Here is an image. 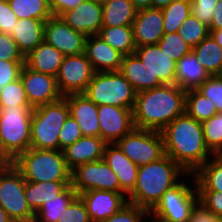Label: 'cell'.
<instances>
[{
	"label": "cell",
	"mask_w": 222,
	"mask_h": 222,
	"mask_svg": "<svg viewBox=\"0 0 222 222\" xmlns=\"http://www.w3.org/2000/svg\"><path fill=\"white\" fill-rule=\"evenodd\" d=\"M199 202L217 217H222V192L197 191Z\"/></svg>",
	"instance_id": "obj_48"
},
{
	"label": "cell",
	"mask_w": 222,
	"mask_h": 222,
	"mask_svg": "<svg viewBox=\"0 0 222 222\" xmlns=\"http://www.w3.org/2000/svg\"><path fill=\"white\" fill-rule=\"evenodd\" d=\"M20 79L32 108L56 102L63 97L58 89L56 77L52 75L34 71L24 64Z\"/></svg>",
	"instance_id": "obj_14"
},
{
	"label": "cell",
	"mask_w": 222,
	"mask_h": 222,
	"mask_svg": "<svg viewBox=\"0 0 222 222\" xmlns=\"http://www.w3.org/2000/svg\"><path fill=\"white\" fill-rule=\"evenodd\" d=\"M71 185L77 194L88 190H108L120 193L118 176L104 159L88 162L73 169Z\"/></svg>",
	"instance_id": "obj_11"
},
{
	"label": "cell",
	"mask_w": 222,
	"mask_h": 222,
	"mask_svg": "<svg viewBox=\"0 0 222 222\" xmlns=\"http://www.w3.org/2000/svg\"><path fill=\"white\" fill-rule=\"evenodd\" d=\"M0 60L1 61H25V57L19 51L18 45L11 35L0 32Z\"/></svg>",
	"instance_id": "obj_45"
},
{
	"label": "cell",
	"mask_w": 222,
	"mask_h": 222,
	"mask_svg": "<svg viewBox=\"0 0 222 222\" xmlns=\"http://www.w3.org/2000/svg\"><path fill=\"white\" fill-rule=\"evenodd\" d=\"M92 1L101 5H104L108 0H92Z\"/></svg>",
	"instance_id": "obj_59"
},
{
	"label": "cell",
	"mask_w": 222,
	"mask_h": 222,
	"mask_svg": "<svg viewBox=\"0 0 222 222\" xmlns=\"http://www.w3.org/2000/svg\"><path fill=\"white\" fill-rule=\"evenodd\" d=\"M193 175L197 191L222 192V154H214Z\"/></svg>",
	"instance_id": "obj_30"
},
{
	"label": "cell",
	"mask_w": 222,
	"mask_h": 222,
	"mask_svg": "<svg viewBox=\"0 0 222 222\" xmlns=\"http://www.w3.org/2000/svg\"><path fill=\"white\" fill-rule=\"evenodd\" d=\"M190 0H174L162 9L164 34L178 32L183 22L191 14Z\"/></svg>",
	"instance_id": "obj_35"
},
{
	"label": "cell",
	"mask_w": 222,
	"mask_h": 222,
	"mask_svg": "<svg viewBox=\"0 0 222 222\" xmlns=\"http://www.w3.org/2000/svg\"><path fill=\"white\" fill-rule=\"evenodd\" d=\"M25 182L12 162H7L0 169V206L13 222H34L35 212L24 194Z\"/></svg>",
	"instance_id": "obj_8"
},
{
	"label": "cell",
	"mask_w": 222,
	"mask_h": 222,
	"mask_svg": "<svg viewBox=\"0 0 222 222\" xmlns=\"http://www.w3.org/2000/svg\"><path fill=\"white\" fill-rule=\"evenodd\" d=\"M12 164L26 181H71L72 171L61 150L29 148L19 154Z\"/></svg>",
	"instance_id": "obj_4"
},
{
	"label": "cell",
	"mask_w": 222,
	"mask_h": 222,
	"mask_svg": "<svg viewBox=\"0 0 222 222\" xmlns=\"http://www.w3.org/2000/svg\"><path fill=\"white\" fill-rule=\"evenodd\" d=\"M83 137L77 121L69 115L64 122L59 134V150L63 151L69 145Z\"/></svg>",
	"instance_id": "obj_43"
},
{
	"label": "cell",
	"mask_w": 222,
	"mask_h": 222,
	"mask_svg": "<svg viewBox=\"0 0 222 222\" xmlns=\"http://www.w3.org/2000/svg\"><path fill=\"white\" fill-rule=\"evenodd\" d=\"M192 51L210 75H217L222 70V47L210 34L193 47Z\"/></svg>",
	"instance_id": "obj_33"
},
{
	"label": "cell",
	"mask_w": 222,
	"mask_h": 222,
	"mask_svg": "<svg viewBox=\"0 0 222 222\" xmlns=\"http://www.w3.org/2000/svg\"><path fill=\"white\" fill-rule=\"evenodd\" d=\"M210 76L193 51L177 61L175 84L184 91L197 89Z\"/></svg>",
	"instance_id": "obj_24"
},
{
	"label": "cell",
	"mask_w": 222,
	"mask_h": 222,
	"mask_svg": "<svg viewBox=\"0 0 222 222\" xmlns=\"http://www.w3.org/2000/svg\"><path fill=\"white\" fill-rule=\"evenodd\" d=\"M215 222H222V217H219Z\"/></svg>",
	"instance_id": "obj_62"
},
{
	"label": "cell",
	"mask_w": 222,
	"mask_h": 222,
	"mask_svg": "<svg viewBox=\"0 0 222 222\" xmlns=\"http://www.w3.org/2000/svg\"><path fill=\"white\" fill-rule=\"evenodd\" d=\"M84 54L96 72L120 71L124 57L98 35L86 38Z\"/></svg>",
	"instance_id": "obj_20"
},
{
	"label": "cell",
	"mask_w": 222,
	"mask_h": 222,
	"mask_svg": "<svg viewBox=\"0 0 222 222\" xmlns=\"http://www.w3.org/2000/svg\"><path fill=\"white\" fill-rule=\"evenodd\" d=\"M178 33L192 48L197 46L210 34L208 26L191 14L183 22V25L179 28Z\"/></svg>",
	"instance_id": "obj_39"
},
{
	"label": "cell",
	"mask_w": 222,
	"mask_h": 222,
	"mask_svg": "<svg viewBox=\"0 0 222 222\" xmlns=\"http://www.w3.org/2000/svg\"><path fill=\"white\" fill-rule=\"evenodd\" d=\"M84 202L91 222H102L128 203L124 193L108 190H88L78 194Z\"/></svg>",
	"instance_id": "obj_16"
},
{
	"label": "cell",
	"mask_w": 222,
	"mask_h": 222,
	"mask_svg": "<svg viewBox=\"0 0 222 222\" xmlns=\"http://www.w3.org/2000/svg\"><path fill=\"white\" fill-rule=\"evenodd\" d=\"M97 106L133 109L136 92L120 71L96 72L83 93Z\"/></svg>",
	"instance_id": "obj_7"
},
{
	"label": "cell",
	"mask_w": 222,
	"mask_h": 222,
	"mask_svg": "<svg viewBox=\"0 0 222 222\" xmlns=\"http://www.w3.org/2000/svg\"><path fill=\"white\" fill-rule=\"evenodd\" d=\"M153 219V220H152ZM152 219L147 220V222H166L158 217L152 216Z\"/></svg>",
	"instance_id": "obj_57"
},
{
	"label": "cell",
	"mask_w": 222,
	"mask_h": 222,
	"mask_svg": "<svg viewBox=\"0 0 222 222\" xmlns=\"http://www.w3.org/2000/svg\"><path fill=\"white\" fill-rule=\"evenodd\" d=\"M65 55L44 40L27 56L25 65L37 72L57 76Z\"/></svg>",
	"instance_id": "obj_26"
},
{
	"label": "cell",
	"mask_w": 222,
	"mask_h": 222,
	"mask_svg": "<svg viewBox=\"0 0 222 222\" xmlns=\"http://www.w3.org/2000/svg\"><path fill=\"white\" fill-rule=\"evenodd\" d=\"M135 54L151 71L154 80H160L163 84H175L177 62L161 52L158 44L136 47Z\"/></svg>",
	"instance_id": "obj_19"
},
{
	"label": "cell",
	"mask_w": 222,
	"mask_h": 222,
	"mask_svg": "<svg viewBox=\"0 0 222 222\" xmlns=\"http://www.w3.org/2000/svg\"><path fill=\"white\" fill-rule=\"evenodd\" d=\"M103 159L118 176L120 193L128 196L135 187L138 166L115 143L105 145Z\"/></svg>",
	"instance_id": "obj_22"
},
{
	"label": "cell",
	"mask_w": 222,
	"mask_h": 222,
	"mask_svg": "<svg viewBox=\"0 0 222 222\" xmlns=\"http://www.w3.org/2000/svg\"><path fill=\"white\" fill-rule=\"evenodd\" d=\"M173 1L174 0H152L151 1V7L152 8L163 9Z\"/></svg>",
	"instance_id": "obj_54"
},
{
	"label": "cell",
	"mask_w": 222,
	"mask_h": 222,
	"mask_svg": "<svg viewBox=\"0 0 222 222\" xmlns=\"http://www.w3.org/2000/svg\"><path fill=\"white\" fill-rule=\"evenodd\" d=\"M103 7L92 0H84L76 8L66 11L60 17L74 30L85 36L97 35L102 28Z\"/></svg>",
	"instance_id": "obj_18"
},
{
	"label": "cell",
	"mask_w": 222,
	"mask_h": 222,
	"mask_svg": "<svg viewBox=\"0 0 222 222\" xmlns=\"http://www.w3.org/2000/svg\"><path fill=\"white\" fill-rule=\"evenodd\" d=\"M202 126L208 149L213 154H222V112L203 121Z\"/></svg>",
	"instance_id": "obj_37"
},
{
	"label": "cell",
	"mask_w": 222,
	"mask_h": 222,
	"mask_svg": "<svg viewBox=\"0 0 222 222\" xmlns=\"http://www.w3.org/2000/svg\"><path fill=\"white\" fill-rule=\"evenodd\" d=\"M186 91L176 84L136 93L133 122L137 129L161 132L170 122L185 113Z\"/></svg>",
	"instance_id": "obj_2"
},
{
	"label": "cell",
	"mask_w": 222,
	"mask_h": 222,
	"mask_svg": "<svg viewBox=\"0 0 222 222\" xmlns=\"http://www.w3.org/2000/svg\"><path fill=\"white\" fill-rule=\"evenodd\" d=\"M48 5L52 3V0H44Z\"/></svg>",
	"instance_id": "obj_61"
},
{
	"label": "cell",
	"mask_w": 222,
	"mask_h": 222,
	"mask_svg": "<svg viewBox=\"0 0 222 222\" xmlns=\"http://www.w3.org/2000/svg\"><path fill=\"white\" fill-rule=\"evenodd\" d=\"M0 222H13V220L9 217V215L4 211V209L0 206Z\"/></svg>",
	"instance_id": "obj_56"
},
{
	"label": "cell",
	"mask_w": 222,
	"mask_h": 222,
	"mask_svg": "<svg viewBox=\"0 0 222 222\" xmlns=\"http://www.w3.org/2000/svg\"><path fill=\"white\" fill-rule=\"evenodd\" d=\"M137 10L151 8L152 0H131Z\"/></svg>",
	"instance_id": "obj_53"
},
{
	"label": "cell",
	"mask_w": 222,
	"mask_h": 222,
	"mask_svg": "<svg viewBox=\"0 0 222 222\" xmlns=\"http://www.w3.org/2000/svg\"><path fill=\"white\" fill-rule=\"evenodd\" d=\"M218 218L219 217L198 201L191 211L188 222H215Z\"/></svg>",
	"instance_id": "obj_50"
},
{
	"label": "cell",
	"mask_w": 222,
	"mask_h": 222,
	"mask_svg": "<svg viewBox=\"0 0 222 222\" xmlns=\"http://www.w3.org/2000/svg\"><path fill=\"white\" fill-rule=\"evenodd\" d=\"M218 1L219 0H190L191 15L198 18L202 23L209 27L212 20L213 10Z\"/></svg>",
	"instance_id": "obj_46"
},
{
	"label": "cell",
	"mask_w": 222,
	"mask_h": 222,
	"mask_svg": "<svg viewBox=\"0 0 222 222\" xmlns=\"http://www.w3.org/2000/svg\"><path fill=\"white\" fill-rule=\"evenodd\" d=\"M120 72L136 93L164 85L160 80H154L151 71L135 53L123 57Z\"/></svg>",
	"instance_id": "obj_25"
},
{
	"label": "cell",
	"mask_w": 222,
	"mask_h": 222,
	"mask_svg": "<svg viewBox=\"0 0 222 222\" xmlns=\"http://www.w3.org/2000/svg\"><path fill=\"white\" fill-rule=\"evenodd\" d=\"M186 179L169 188L149 215L166 222H188L191 211L199 201L196 183L194 188L187 185Z\"/></svg>",
	"instance_id": "obj_9"
},
{
	"label": "cell",
	"mask_w": 222,
	"mask_h": 222,
	"mask_svg": "<svg viewBox=\"0 0 222 222\" xmlns=\"http://www.w3.org/2000/svg\"><path fill=\"white\" fill-rule=\"evenodd\" d=\"M18 19H38L44 22L52 16L49 5L44 0H8Z\"/></svg>",
	"instance_id": "obj_36"
},
{
	"label": "cell",
	"mask_w": 222,
	"mask_h": 222,
	"mask_svg": "<svg viewBox=\"0 0 222 222\" xmlns=\"http://www.w3.org/2000/svg\"><path fill=\"white\" fill-rule=\"evenodd\" d=\"M100 137L107 144H114L135 127L133 109L113 105L98 106Z\"/></svg>",
	"instance_id": "obj_15"
},
{
	"label": "cell",
	"mask_w": 222,
	"mask_h": 222,
	"mask_svg": "<svg viewBox=\"0 0 222 222\" xmlns=\"http://www.w3.org/2000/svg\"><path fill=\"white\" fill-rule=\"evenodd\" d=\"M84 0H52L49 5L52 16L60 17L63 13L76 8Z\"/></svg>",
	"instance_id": "obj_51"
},
{
	"label": "cell",
	"mask_w": 222,
	"mask_h": 222,
	"mask_svg": "<svg viewBox=\"0 0 222 222\" xmlns=\"http://www.w3.org/2000/svg\"><path fill=\"white\" fill-rule=\"evenodd\" d=\"M44 24L43 20L33 18L17 20L12 29L11 37L24 57L44 40Z\"/></svg>",
	"instance_id": "obj_27"
},
{
	"label": "cell",
	"mask_w": 222,
	"mask_h": 222,
	"mask_svg": "<svg viewBox=\"0 0 222 222\" xmlns=\"http://www.w3.org/2000/svg\"><path fill=\"white\" fill-rule=\"evenodd\" d=\"M209 32L213 39L217 42V44L222 47V28Z\"/></svg>",
	"instance_id": "obj_55"
},
{
	"label": "cell",
	"mask_w": 222,
	"mask_h": 222,
	"mask_svg": "<svg viewBox=\"0 0 222 222\" xmlns=\"http://www.w3.org/2000/svg\"><path fill=\"white\" fill-rule=\"evenodd\" d=\"M157 44L161 52L176 62L192 51V47L185 42L178 32L164 34Z\"/></svg>",
	"instance_id": "obj_38"
},
{
	"label": "cell",
	"mask_w": 222,
	"mask_h": 222,
	"mask_svg": "<svg viewBox=\"0 0 222 222\" xmlns=\"http://www.w3.org/2000/svg\"><path fill=\"white\" fill-rule=\"evenodd\" d=\"M78 196L76 190L70 184L55 199L45 202L35 212L34 222H58L63 211Z\"/></svg>",
	"instance_id": "obj_32"
},
{
	"label": "cell",
	"mask_w": 222,
	"mask_h": 222,
	"mask_svg": "<svg viewBox=\"0 0 222 222\" xmlns=\"http://www.w3.org/2000/svg\"><path fill=\"white\" fill-rule=\"evenodd\" d=\"M58 222H91L86 206L79 196L63 211Z\"/></svg>",
	"instance_id": "obj_44"
},
{
	"label": "cell",
	"mask_w": 222,
	"mask_h": 222,
	"mask_svg": "<svg viewBox=\"0 0 222 222\" xmlns=\"http://www.w3.org/2000/svg\"><path fill=\"white\" fill-rule=\"evenodd\" d=\"M44 41L63 55H77L84 53L87 36L74 30L61 17L51 16L44 24Z\"/></svg>",
	"instance_id": "obj_13"
},
{
	"label": "cell",
	"mask_w": 222,
	"mask_h": 222,
	"mask_svg": "<svg viewBox=\"0 0 222 222\" xmlns=\"http://www.w3.org/2000/svg\"><path fill=\"white\" fill-rule=\"evenodd\" d=\"M150 211L135 204L127 203L119 211L102 222H147Z\"/></svg>",
	"instance_id": "obj_41"
},
{
	"label": "cell",
	"mask_w": 222,
	"mask_h": 222,
	"mask_svg": "<svg viewBox=\"0 0 222 222\" xmlns=\"http://www.w3.org/2000/svg\"><path fill=\"white\" fill-rule=\"evenodd\" d=\"M219 78L222 80V70L217 74Z\"/></svg>",
	"instance_id": "obj_60"
},
{
	"label": "cell",
	"mask_w": 222,
	"mask_h": 222,
	"mask_svg": "<svg viewBox=\"0 0 222 222\" xmlns=\"http://www.w3.org/2000/svg\"><path fill=\"white\" fill-rule=\"evenodd\" d=\"M17 20L8 0H0V32L11 35Z\"/></svg>",
	"instance_id": "obj_49"
},
{
	"label": "cell",
	"mask_w": 222,
	"mask_h": 222,
	"mask_svg": "<svg viewBox=\"0 0 222 222\" xmlns=\"http://www.w3.org/2000/svg\"><path fill=\"white\" fill-rule=\"evenodd\" d=\"M30 106L21 79L0 89V107Z\"/></svg>",
	"instance_id": "obj_40"
},
{
	"label": "cell",
	"mask_w": 222,
	"mask_h": 222,
	"mask_svg": "<svg viewBox=\"0 0 222 222\" xmlns=\"http://www.w3.org/2000/svg\"><path fill=\"white\" fill-rule=\"evenodd\" d=\"M102 7V27L132 26L137 9L131 0H108Z\"/></svg>",
	"instance_id": "obj_29"
},
{
	"label": "cell",
	"mask_w": 222,
	"mask_h": 222,
	"mask_svg": "<svg viewBox=\"0 0 222 222\" xmlns=\"http://www.w3.org/2000/svg\"><path fill=\"white\" fill-rule=\"evenodd\" d=\"M71 181L25 182V198L30 208L36 212L42 204L55 199Z\"/></svg>",
	"instance_id": "obj_28"
},
{
	"label": "cell",
	"mask_w": 222,
	"mask_h": 222,
	"mask_svg": "<svg viewBox=\"0 0 222 222\" xmlns=\"http://www.w3.org/2000/svg\"><path fill=\"white\" fill-rule=\"evenodd\" d=\"M31 106L0 107V155L12 162L30 148Z\"/></svg>",
	"instance_id": "obj_5"
},
{
	"label": "cell",
	"mask_w": 222,
	"mask_h": 222,
	"mask_svg": "<svg viewBox=\"0 0 222 222\" xmlns=\"http://www.w3.org/2000/svg\"><path fill=\"white\" fill-rule=\"evenodd\" d=\"M161 135L165 154L186 173L194 174L214 155L206 145L202 123L186 113L170 122Z\"/></svg>",
	"instance_id": "obj_1"
},
{
	"label": "cell",
	"mask_w": 222,
	"mask_h": 222,
	"mask_svg": "<svg viewBox=\"0 0 222 222\" xmlns=\"http://www.w3.org/2000/svg\"><path fill=\"white\" fill-rule=\"evenodd\" d=\"M192 176L186 173L171 157L165 155L158 161L138 167L134 189L127 200L141 208L151 211L162 195L179 182L178 176Z\"/></svg>",
	"instance_id": "obj_3"
},
{
	"label": "cell",
	"mask_w": 222,
	"mask_h": 222,
	"mask_svg": "<svg viewBox=\"0 0 222 222\" xmlns=\"http://www.w3.org/2000/svg\"><path fill=\"white\" fill-rule=\"evenodd\" d=\"M132 29L136 47L157 44L164 35L162 9L137 10Z\"/></svg>",
	"instance_id": "obj_17"
},
{
	"label": "cell",
	"mask_w": 222,
	"mask_h": 222,
	"mask_svg": "<svg viewBox=\"0 0 222 222\" xmlns=\"http://www.w3.org/2000/svg\"><path fill=\"white\" fill-rule=\"evenodd\" d=\"M69 115L70 109L64 97L33 108L30 148L59 150L60 130Z\"/></svg>",
	"instance_id": "obj_6"
},
{
	"label": "cell",
	"mask_w": 222,
	"mask_h": 222,
	"mask_svg": "<svg viewBox=\"0 0 222 222\" xmlns=\"http://www.w3.org/2000/svg\"><path fill=\"white\" fill-rule=\"evenodd\" d=\"M138 167L164 157V142L161 132L134 128L115 143Z\"/></svg>",
	"instance_id": "obj_10"
},
{
	"label": "cell",
	"mask_w": 222,
	"mask_h": 222,
	"mask_svg": "<svg viewBox=\"0 0 222 222\" xmlns=\"http://www.w3.org/2000/svg\"><path fill=\"white\" fill-rule=\"evenodd\" d=\"M209 31L217 30L222 28V0H219L212 13L211 24L208 27Z\"/></svg>",
	"instance_id": "obj_52"
},
{
	"label": "cell",
	"mask_w": 222,
	"mask_h": 222,
	"mask_svg": "<svg viewBox=\"0 0 222 222\" xmlns=\"http://www.w3.org/2000/svg\"><path fill=\"white\" fill-rule=\"evenodd\" d=\"M97 35L124 56L135 53L132 26L102 27Z\"/></svg>",
	"instance_id": "obj_31"
},
{
	"label": "cell",
	"mask_w": 222,
	"mask_h": 222,
	"mask_svg": "<svg viewBox=\"0 0 222 222\" xmlns=\"http://www.w3.org/2000/svg\"><path fill=\"white\" fill-rule=\"evenodd\" d=\"M63 97L68 103L70 116L79 124L83 136L100 137L98 106L83 93Z\"/></svg>",
	"instance_id": "obj_21"
},
{
	"label": "cell",
	"mask_w": 222,
	"mask_h": 222,
	"mask_svg": "<svg viewBox=\"0 0 222 222\" xmlns=\"http://www.w3.org/2000/svg\"><path fill=\"white\" fill-rule=\"evenodd\" d=\"M185 113L202 123L218 112L210 99L202 95L197 89H194L186 91Z\"/></svg>",
	"instance_id": "obj_34"
},
{
	"label": "cell",
	"mask_w": 222,
	"mask_h": 222,
	"mask_svg": "<svg viewBox=\"0 0 222 222\" xmlns=\"http://www.w3.org/2000/svg\"><path fill=\"white\" fill-rule=\"evenodd\" d=\"M197 90L210 99L217 112H222V80L218 75H211Z\"/></svg>",
	"instance_id": "obj_42"
},
{
	"label": "cell",
	"mask_w": 222,
	"mask_h": 222,
	"mask_svg": "<svg viewBox=\"0 0 222 222\" xmlns=\"http://www.w3.org/2000/svg\"><path fill=\"white\" fill-rule=\"evenodd\" d=\"M106 144L101 137H81L63 150L68 168L72 171L79 165L103 159Z\"/></svg>",
	"instance_id": "obj_23"
},
{
	"label": "cell",
	"mask_w": 222,
	"mask_h": 222,
	"mask_svg": "<svg viewBox=\"0 0 222 222\" xmlns=\"http://www.w3.org/2000/svg\"><path fill=\"white\" fill-rule=\"evenodd\" d=\"M25 61L0 60V89L20 78Z\"/></svg>",
	"instance_id": "obj_47"
},
{
	"label": "cell",
	"mask_w": 222,
	"mask_h": 222,
	"mask_svg": "<svg viewBox=\"0 0 222 222\" xmlns=\"http://www.w3.org/2000/svg\"><path fill=\"white\" fill-rule=\"evenodd\" d=\"M96 71L84 53L65 56L56 76L60 93H84Z\"/></svg>",
	"instance_id": "obj_12"
},
{
	"label": "cell",
	"mask_w": 222,
	"mask_h": 222,
	"mask_svg": "<svg viewBox=\"0 0 222 222\" xmlns=\"http://www.w3.org/2000/svg\"><path fill=\"white\" fill-rule=\"evenodd\" d=\"M7 163V161L0 155V169Z\"/></svg>",
	"instance_id": "obj_58"
}]
</instances>
